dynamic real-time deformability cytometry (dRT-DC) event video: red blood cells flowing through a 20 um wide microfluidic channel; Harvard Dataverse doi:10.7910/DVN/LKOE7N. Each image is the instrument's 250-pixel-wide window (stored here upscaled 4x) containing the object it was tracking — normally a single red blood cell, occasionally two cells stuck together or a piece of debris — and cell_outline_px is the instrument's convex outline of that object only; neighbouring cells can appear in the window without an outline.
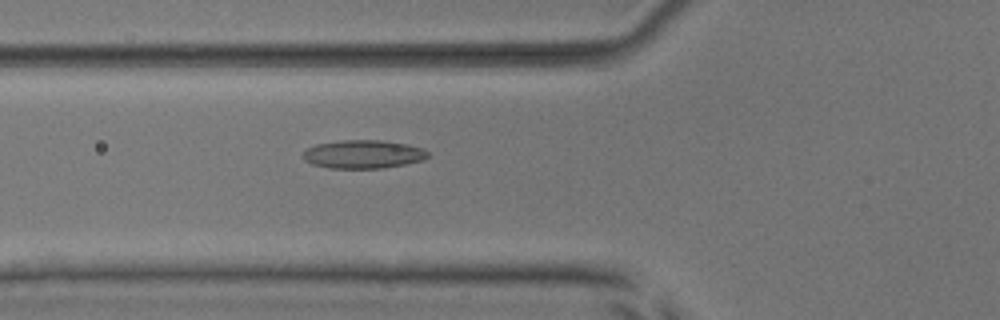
{"species": "common noctule bat (a hibernating species)", "species_latin": "Nyctalus noctula", "temperature_condition": "room temperature", "stored_images_in_passage": 50, "camera_frame_rate_fps": 3000, "um_per_image_px": 0.085, "animal": {"sex": "male", "body_mass_g": 17.9, "forearm_length_mm": 54.2}, "frame": {"image": 1, "passage_image": 16, "time_ms": 5.0, "image_size_px": [1000, 320], "cell_outline_px": [[428, 156], [424, 160], [384, 168], [328, 168], [312, 164], [304, 160], [300, 156], [308, 148], [316, 144], [340, 140], [380, 140], [408, 144], [420, 148], [428, 152]], "centroid_in_image_um": [30.84, 13.11], "position_along_channel_um": 95.0, "area_um2": 20.69}}
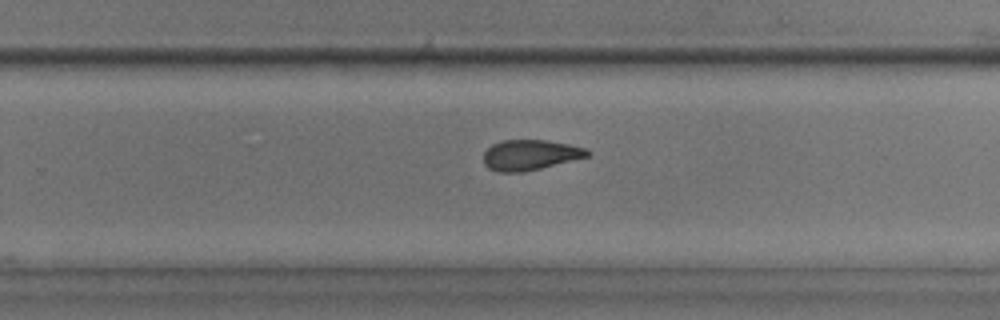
{"frame": {"image": 2, "passage_image": 31, "time_ms": 10.0, "image_size_px": [1000, 320], "cell_outline_px": [[592, 152], [588, 156], [540, 168], [520, 172], [500, 172], [488, 168], [484, 164], [484, 152], [492, 144], [504, 140], [548, 140], [588, 148]], "centroid_in_image_um": [45.07, 13.16], "position_along_channel_um": 284.7, "area_um2": 18.26}}
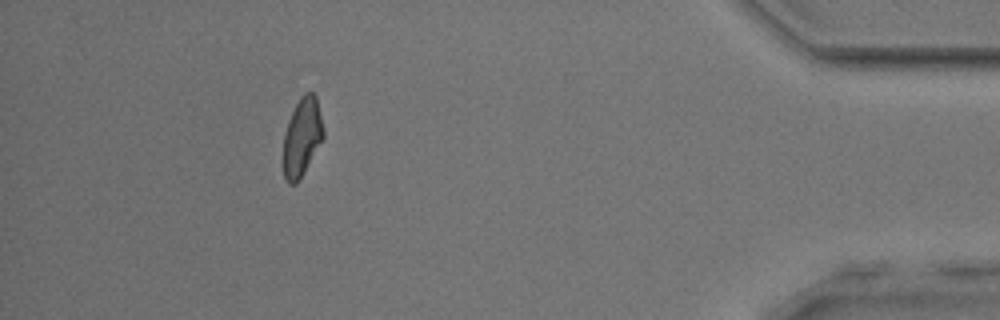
{"frame": {"image": 3, "passage_image": 45, "time_ms": 14.667, "image_size_px": [1000, 320], "cell_outline_px": [[324, 136], [296, 184], [288, 184], [284, 176], [284, 132], [288, 120], [300, 96], [304, 92], [312, 92], [316, 96], [324, 132]], "centroid_in_image_um": [25.66, 11.61], "position_along_channel_um": 409.5, "area_um2": 17.86}, "authors_computed_cell_mechanics": {"area_um2": 19.4208, "velocity_mm_per_s": 3.8005, "shape_relaxation_time_tau1_ms": 9.8929, "shape_relaxation_time_tau2_ms": 4.5366, "deformation_change_tau1": 0.1775, "deformation_change_tau2": 0.1243}}